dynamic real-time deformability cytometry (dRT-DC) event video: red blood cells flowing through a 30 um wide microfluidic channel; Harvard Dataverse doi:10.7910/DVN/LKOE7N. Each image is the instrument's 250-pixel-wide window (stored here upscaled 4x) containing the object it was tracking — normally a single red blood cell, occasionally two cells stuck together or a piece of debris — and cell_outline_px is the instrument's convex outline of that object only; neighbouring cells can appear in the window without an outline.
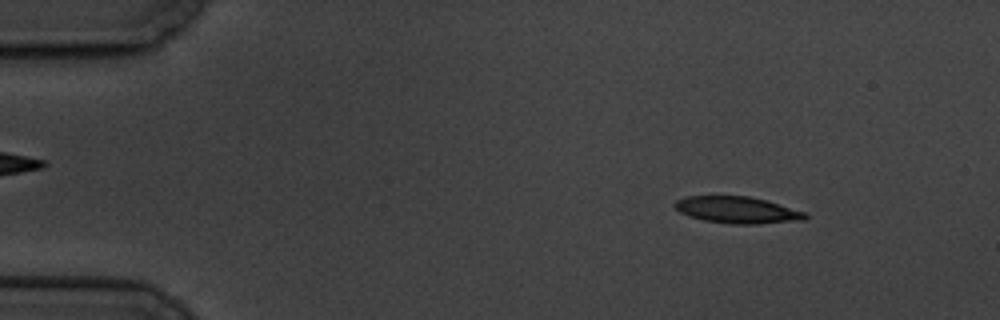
{"species": "common noctule bat (a hibernating species)", "species_latin": "Nyctalus noctula", "temperature_condition": "cold", "stored_images_in_passage": 6, "camera_frame_rate_fps": 3000, "um_per_image_px": 0.085, "animal": {"sex": "male", "body_mass_g": 19.5, "forearm_length_mm": 54.6}, "frame": {"image": 1, "passage_image": 2, "time_ms": 1.0, "image_size_px": [1000, 320], "cell_outline_px": [[808, 216], [804, 220], [756, 224], [732, 224], [704, 220], [688, 216], [680, 212], [672, 204], [676, 200], [684, 196], [748, 196], [764, 200], [808, 212]], "centroid_in_image_um": [62.66, 17.85], "position_along_channel_um": 22.3, "area_um2": 20.35}}
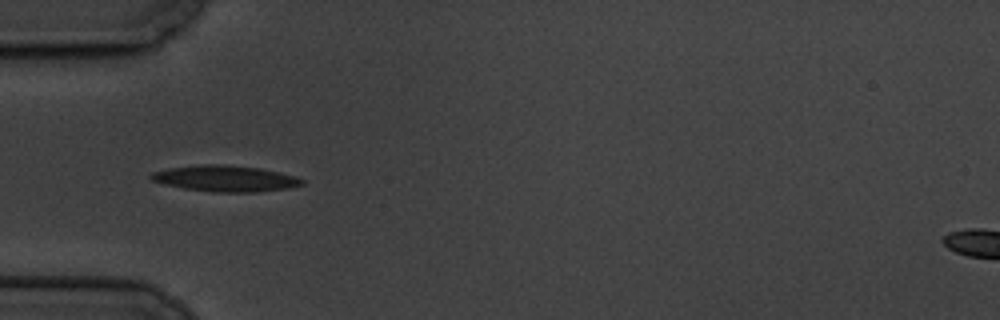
{"frame": {"image": 2, "passage_image": 5, "time_ms": 4.667, "image_size_px": [1000, 320], "cell_outline_px": [[304, 184], [288, 188], [256, 192], [216, 192], [184, 188], [164, 184], [152, 180], [148, 176], [152, 172], [168, 168], [204, 164], [224, 164], [260, 168], [280, 172], [304, 180]], "centroid_in_image_um": [19.13, 15.17], "position_along_channel_um": 65.9, "area_um2": 22.83}}
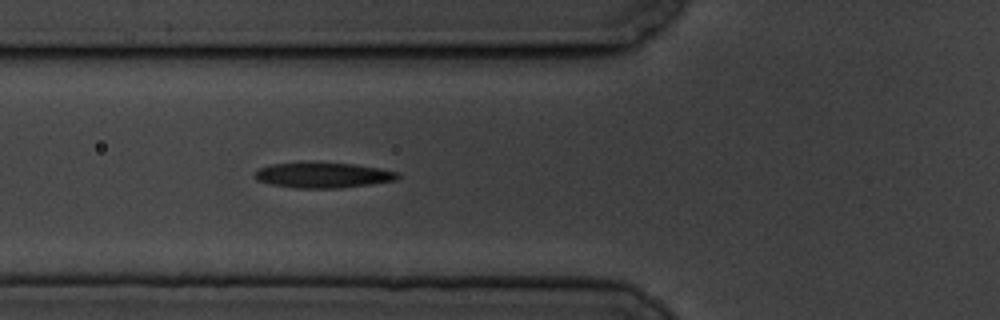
{"frame": {"image": 3, "passage_image": 6, "time_ms": 5.667, "image_size_px": [1000, 320], "cell_outline_px": [[400, 176], [396, 180], [340, 188], [296, 188], [272, 184], [256, 180], [252, 176], [260, 168], [272, 164], [312, 160], [356, 164], [380, 168], [400, 172]], "centroid_in_image_um": [27.45, 14.85], "position_along_channel_um": 98.4, "area_um2": 21.79}}